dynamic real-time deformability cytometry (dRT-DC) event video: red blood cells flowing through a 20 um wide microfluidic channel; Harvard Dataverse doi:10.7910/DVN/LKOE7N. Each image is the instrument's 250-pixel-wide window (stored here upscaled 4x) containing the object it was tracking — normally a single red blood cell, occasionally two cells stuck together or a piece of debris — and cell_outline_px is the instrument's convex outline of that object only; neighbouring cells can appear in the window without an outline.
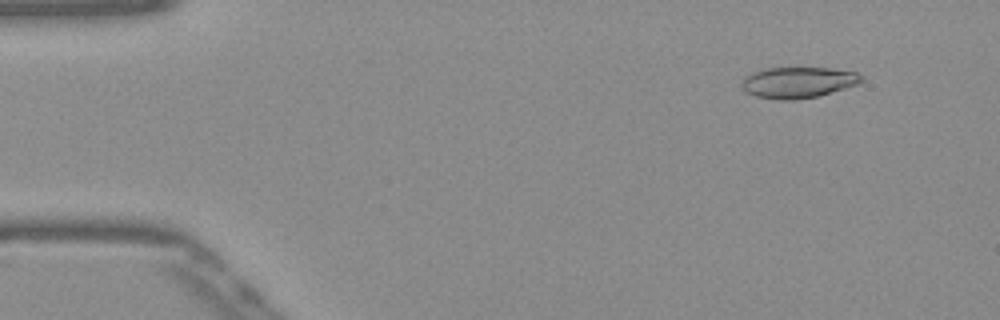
{"species": "Egyptian fruit bat (a non-hibernating species)", "species_latin": "Rousettus aegyptiacus", "temperature_condition": "warm", "stored_images_in_passage": 49, "camera_frame_rate_fps": 3000, "um_per_image_px": 0.085, "frame": {"image": 1, "passage_image": 2, "time_ms": 0.333, "image_size_px": [1000, 320], "cell_outline_px": [[864, 80], [860, 84], [820, 96], [796, 100], [776, 100], [756, 96], [744, 92], [740, 84], [740, 80], [744, 76], [752, 72], [764, 68], [828, 68], [856, 72], [864, 76]], "centroid_in_image_um": [67.82, 7.02], "position_along_channel_um": 17.2, "area_um2": 22.2}}
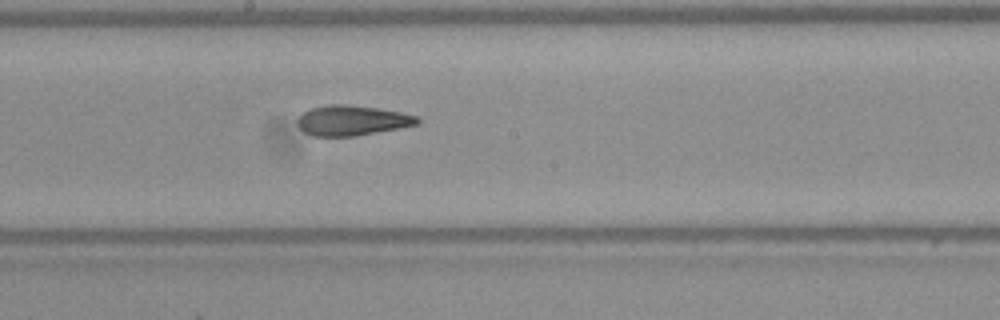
{"frame": {"image": 2, "passage_image": 25, "time_ms": 8.0, "image_size_px": [1000, 320], "cell_outline_px": [[420, 124], [356, 136], [312, 136], [304, 132], [300, 128], [296, 120], [304, 112], [312, 108], [328, 104], [348, 104], [376, 108], [400, 112], [416, 116], [420, 120]], "centroid_in_image_um": [29.91, 10.24], "position_along_channel_um": 218.3, "area_um2": 20.98}}
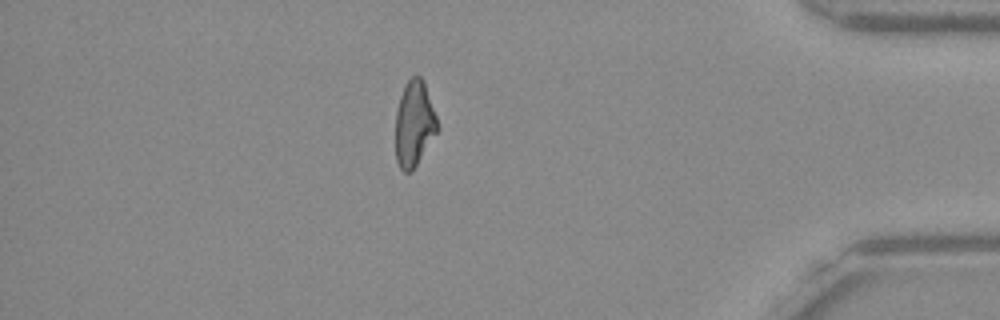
{"frame": {"image": 3, "passage_image": 42, "time_ms": 13.667, "image_size_px": [1000, 320], "cell_outline_px": [[440, 128], [412, 172], [404, 172], [400, 168], [396, 160], [396, 112], [400, 96], [408, 80], [412, 76], [420, 76], [424, 80]], "centroid_in_image_um": [35.22, 10.54], "position_along_channel_um": 400.0, "area_um2": 20.92}, "authors_computed_cell_mechanics": {"area_um2": 21.5594, "velocity_mm_per_s": 3.8981, "shape_relaxation_time_tau1_ms": null, "shape_relaxation_time_tau2_ms": 2.874, "deformation_change_tau1": null, "deformation_change_tau2": 0.1156}}